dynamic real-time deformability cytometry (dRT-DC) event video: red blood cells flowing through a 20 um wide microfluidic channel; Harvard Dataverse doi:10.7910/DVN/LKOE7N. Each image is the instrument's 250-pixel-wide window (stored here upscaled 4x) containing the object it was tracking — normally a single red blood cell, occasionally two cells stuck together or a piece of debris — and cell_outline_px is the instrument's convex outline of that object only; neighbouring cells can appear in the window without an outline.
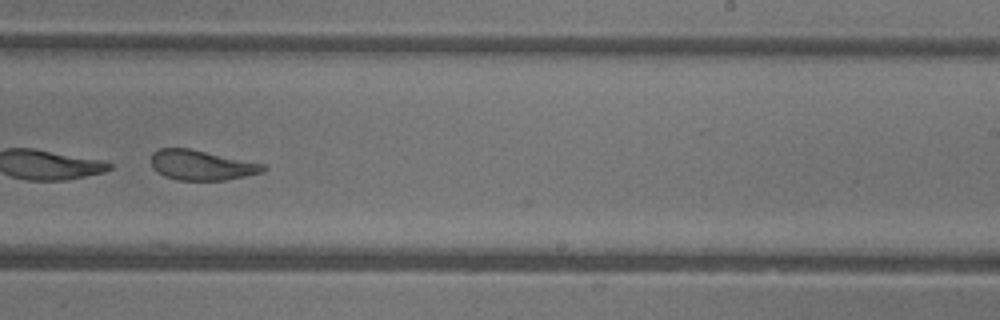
{"species": "common noctule bat (a hibernating species)", "species_latin": "Nyctalus noctula", "temperature_condition": "warm", "stored_images_in_passage": 41, "camera_frame_rate_fps": 3000, "um_per_image_px": 0.085, "animal": {"sex": "female"}, "frame": {"image": 1, "passage_image": 29, "time_ms": 9.333, "image_size_px": [1000, 320], "cell_outline_px": [[268, 168], [264, 172], [224, 180], [176, 180], [164, 176], [156, 172], [152, 168], [152, 152], [160, 148], [188, 148], [264, 164]], "centroid_in_image_um": [17.11, 14.04], "position_along_channel_um": 271.9, "area_um2": 19.54}, "authors_computed_cell_mechanics": {"area_um2": 22.253, "velocity_mm_per_s": 4.3934, "shape_relaxation_time_tau1_ms": 9.8986, "shape_relaxation_time_tau2_ms": 1.8566, "deformation_change_tau1": 0.2384, "deformation_change_tau2": 0.0959}}